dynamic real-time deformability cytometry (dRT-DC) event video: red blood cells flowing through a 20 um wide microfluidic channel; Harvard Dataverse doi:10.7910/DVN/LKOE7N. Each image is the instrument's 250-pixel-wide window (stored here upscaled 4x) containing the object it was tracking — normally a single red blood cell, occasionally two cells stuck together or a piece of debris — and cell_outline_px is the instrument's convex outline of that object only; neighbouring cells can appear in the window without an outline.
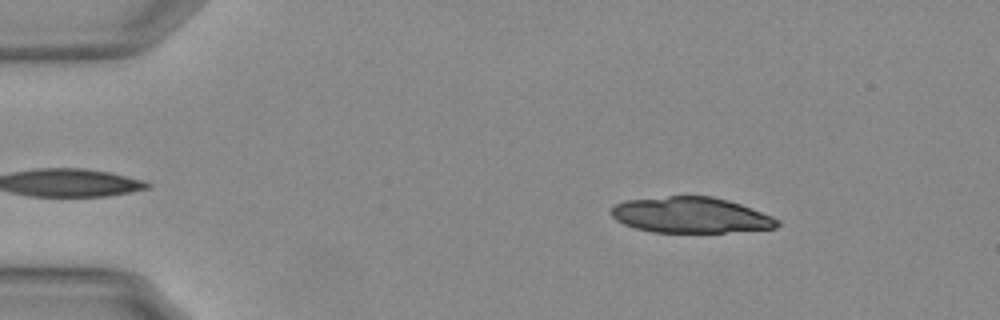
{"species": "Egyptian fruit bat (a non-hibernating species)", "species_latin": "Rousettus aegyptiacus", "temperature_condition": "warm", "stored_images_in_passage": 13, "camera_frame_rate_fps": 3000, "um_per_image_px": 0.085, "animal": {"sex": "female"}, "frame": {"image": 1, "passage_image": 6, "time_ms": 1.667, "image_size_px": [1000, 320], "cell_outline_px": [[780, 224], [776, 228], [724, 232], [652, 232], [636, 228], [624, 224], [616, 220], [612, 216], [612, 208], [616, 204], [624, 200], [668, 196], [712, 196], [728, 200], [740, 204], [772, 216], [780, 220]], "centroid_in_image_um": [58.72, 18.28], "position_along_channel_um": 26.3, "area_um2": 34.51}}